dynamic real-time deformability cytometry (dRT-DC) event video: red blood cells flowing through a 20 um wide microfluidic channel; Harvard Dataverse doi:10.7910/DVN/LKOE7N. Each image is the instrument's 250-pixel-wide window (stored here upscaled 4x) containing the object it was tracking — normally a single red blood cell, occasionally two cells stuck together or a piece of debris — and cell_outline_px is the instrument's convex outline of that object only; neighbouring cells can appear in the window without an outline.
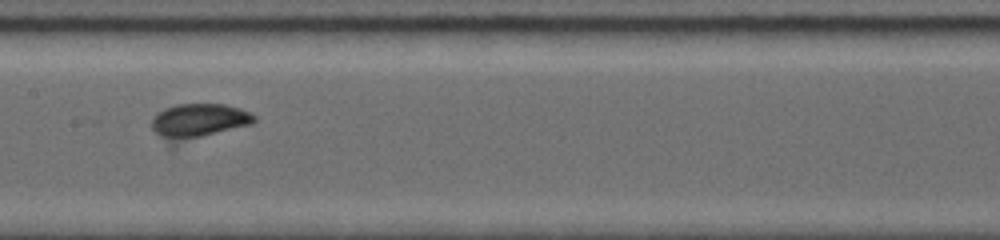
{"species": "common noctule bat (a hibernating species)", "species_latin": "Nyctalus noctula", "temperature_condition": "room temperature", "stored_images_in_passage": 25, "camera_frame_rate_fps": 5000, "um_per_image_px": 0.085, "animal": {"sex": "female", "body_mass_g": 19.0, "forearm_length_mm": 56.7}, "frame": {"image": 1, "passage_image": 20, "time_ms": 9.0, "image_size_px": [1000, 240], "cell_outline_px": [[256, 120], [252, 124], [200, 136], [164, 136], [156, 132], [152, 128], [152, 120], [156, 112], [164, 108], [176, 104], [224, 104], [240, 108], [256, 116]], "centroid_in_image_um": [16.96, 10.16], "position_along_channel_um": 190.4, "area_um2": 19.07}}